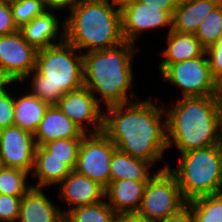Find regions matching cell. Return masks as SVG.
<instances>
[{"label":"cell","instance_id":"obj_1","mask_svg":"<svg viewBox=\"0 0 222 222\" xmlns=\"http://www.w3.org/2000/svg\"><path fill=\"white\" fill-rule=\"evenodd\" d=\"M152 100L138 97L104 108L103 133L119 151L155 166L169 148L164 105Z\"/></svg>","mask_w":222,"mask_h":222},{"label":"cell","instance_id":"obj_2","mask_svg":"<svg viewBox=\"0 0 222 222\" xmlns=\"http://www.w3.org/2000/svg\"><path fill=\"white\" fill-rule=\"evenodd\" d=\"M137 46L124 41L113 48L83 53L84 86L103 108L137 100L133 65L140 50Z\"/></svg>","mask_w":222,"mask_h":222},{"label":"cell","instance_id":"obj_3","mask_svg":"<svg viewBox=\"0 0 222 222\" xmlns=\"http://www.w3.org/2000/svg\"><path fill=\"white\" fill-rule=\"evenodd\" d=\"M173 101L171 108L164 105L169 150L176 147L181 154L222 144V109L214 96Z\"/></svg>","mask_w":222,"mask_h":222},{"label":"cell","instance_id":"obj_4","mask_svg":"<svg viewBox=\"0 0 222 222\" xmlns=\"http://www.w3.org/2000/svg\"><path fill=\"white\" fill-rule=\"evenodd\" d=\"M65 40L81 53L116 47L122 34L120 5L110 0H75L65 8ZM84 51V52H83Z\"/></svg>","mask_w":222,"mask_h":222},{"label":"cell","instance_id":"obj_5","mask_svg":"<svg viewBox=\"0 0 222 222\" xmlns=\"http://www.w3.org/2000/svg\"><path fill=\"white\" fill-rule=\"evenodd\" d=\"M49 105L84 85L83 53L66 40L37 51L36 69L19 84Z\"/></svg>","mask_w":222,"mask_h":222},{"label":"cell","instance_id":"obj_6","mask_svg":"<svg viewBox=\"0 0 222 222\" xmlns=\"http://www.w3.org/2000/svg\"><path fill=\"white\" fill-rule=\"evenodd\" d=\"M168 169L175 175L184 199L222 193V144L179 154Z\"/></svg>","mask_w":222,"mask_h":222},{"label":"cell","instance_id":"obj_7","mask_svg":"<svg viewBox=\"0 0 222 222\" xmlns=\"http://www.w3.org/2000/svg\"><path fill=\"white\" fill-rule=\"evenodd\" d=\"M157 167V172L145 187L137 215L158 222L176 213L187 204L175 175L168 169L169 162Z\"/></svg>","mask_w":222,"mask_h":222},{"label":"cell","instance_id":"obj_8","mask_svg":"<svg viewBox=\"0 0 222 222\" xmlns=\"http://www.w3.org/2000/svg\"><path fill=\"white\" fill-rule=\"evenodd\" d=\"M156 66L162 83L173 84L182 98L214 96L216 79L211 73L206 53L175 64Z\"/></svg>","mask_w":222,"mask_h":222},{"label":"cell","instance_id":"obj_9","mask_svg":"<svg viewBox=\"0 0 222 222\" xmlns=\"http://www.w3.org/2000/svg\"><path fill=\"white\" fill-rule=\"evenodd\" d=\"M115 150V145L103 132L85 134L74 171L106 189L110 184V162Z\"/></svg>","mask_w":222,"mask_h":222},{"label":"cell","instance_id":"obj_10","mask_svg":"<svg viewBox=\"0 0 222 222\" xmlns=\"http://www.w3.org/2000/svg\"><path fill=\"white\" fill-rule=\"evenodd\" d=\"M120 11L123 38L129 43L136 45L142 33L146 34L144 32L172 30V16L159 7L128 0L120 4Z\"/></svg>","mask_w":222,"mask_h":222},{"label":"cell","instance_id":"obj_11","mask_svg":"<svg viewBox=\"0 0 222 222\" xmlns=\"http://www.w3.org/2000/svg\"><path fill=\"white\" fill-rule=\"evenodd\" d=\"M56 106L85 134L103 132L104 108L84 85L64 93Z\"/></svg>","mask_w":222,"mask_h":222},{"label":"cell","instance_id":"obj_12","mask_svg":"<svg viewBox=\"0 0 222 222\" xmlns=\"http://www.w3.org/2000/svg\"><path fill=\"white\" fill-rule=\"evenodd\" d=\"M37 51L29 45L18 30L0 36V69L10 81L20 83L36 69Z\"/></svg>","mask_w":222,"mask_h":222},{"label":"cell","instance_id":"obj_13","mask_svg":"<svg viewBox=\"0 0 222 222\" xmlns=\"http://www.w3.org/2000/svg\"><path fill=\"white\" fill-rule=\"evenodd\" d=\"M35 149L34 136L20 127L13 125L0 130V158L3 167L20 169L31 175Z\"/></svg>","mask_w":222,"mask_h":222},{"label":"cell","instance_id":"obj_14","mask_svg":"<svg viewBox=\"0 0 222 222\" xmlns=\"http://www.w3.org/2000/svg\"><path fill=\"white\" fill-rule=\"evenodd\" d=\"M61 8H49L42 15L19 28L24 40L36 50L58 44L65 40V20L60 21ZM58 12V13H57ZM59 15V16H58Z\"/></svg>","mask_w":222,"mask_h":222},{"label":"cell","instance_id":"obj_15","mask_svg":"<svg viewBox=\"0 0 222 222\" xmlns=\"http://www.w3.org/2000/svg\"><path fill=\"white\" fill-rule=\"evenodd\" d=\"M59 199L67 204L62 210L65 215L69 210L100 203L105 200V188L85 175L72 170L57 186ZM69 205V206H68Z\"/></svg>","mask_w":222,"mask_h":222},{"label":"cell","instance_id":"obj_16","mask_svg":"<svg viewBox=\"0 0 222 222\" xmlns=\"http://www.w3.org/2000/svg\"><path fill=\"white\" fill-rule=\"evenodd\" d=\"M45 190L32 187L22 196L17 222H59L64 217L63 209L51 201Z\"/></svg>","mask_w":222,"mask_h":222},{"label":"cell","instance_id":"obj_17","mask_svg":"<svg viewBox=\"0 0 222 222\" xmlns=\"http://www.w3.org/2000/svg\"><path fill=\"white\" fill-rule=\"evenodd\" d=\"M147 182L131 179L110 182L105 199L117 215L137 214Z\"/></svg>","mask_w":222,"mask_h":222},{"label":"cell","instance_id":"obj_18","mask_svg":"<svg viewBox=\"0 0 222 222\" xmlns=\"http://www.w3.org/2000/svg\"><path fill=\"white\" fill-rule=\"evenodd\" d=\"M84 135L56 105H50L33 136L36 146H43L57 139L83 138Z\"/></svg>","mask_w":222,"mask_h":222},{"label":"cell","instance_id":"obj_19","mask_svg":"<svg viewBox=\"0 0 222 222\" xmlns=\"http://www.w3.org/2000/svg\"><path fill=\"white\" fill-rule=\"evenodd\" d=\"M220 4V0H180L172 16V30L195 34L203 19Z\"/></svg>","mask_w":222,"mask_h":222},{"label":"cell","instance_id":"obj_20","mask_svg":"<svg viewBox=\"0 0 222 222\" xmlns=\"http://www.w3.org/2000/svg\"><path fill=\"white\" fill-rule=\"evenodd\" d=\"M72 170L65 164V160L48 158V151L43 146H36L34 167L31 173L32 187L51 190L68 175ZM50 187V188H49Z\"/></svg>","mask_w":222,"mask_h":222},{"label":"cell","instance_id":"obj_21","mask_svg":"<svg viewBox=\"0 0 222 222\" xmlns=\"http://www.w3.org/2000/svg\"><path fill=\"white\" fill-rule=\"evenodd\" d=\"M15 87L14 85V125L34 135L50 105L26 91L25 87L18 94Z\"/></svg>","mask_w":222,"mask_h":222},{"label":"cell","instance_id":"obj_22","mask_svg":"<svg viewBox=\"0 0 222 222\" xmlns=\"http://www.w3.org/2000/svg\"><path fill=\"white\" fill-rule=\"evenodd\" d=\"M166 45L160 49L158 65H170L185 60L200 57L205 53V48L194 34H182L171 30L167 33Z\"/></svg>","mask_w":222,"mask_h":222},{"label":"cell","instance_id":"obj_23","mask_svg":"<svg viewBox=\"0 0 222 222\" xmlns=\"http://www.w3.org/2000/svg\"><path fill=\"white\" fill-rule=\"evenodd\" d=\"M148 161L132 157L116 149L110 162V182L123 179L149 181L157 172ZM153 170V171H152Z\"/></svg>","mask_w":222,"mask_h":222},{"label":"cell","instance_id":"obj_24","mask_svg":"<svg viewBox=\"0 0 222 222\" xmlns=\"http://www.w3.org/2000/svg\"><path fill=\"white\" fill-rule=\"evenodd\" d=\"M194 222H222V193L188 201Z\"/></svg>","mask_w":222,"mask_h":222},{"label":"cell","instance_id":"obj_25","mask_svg":"<svg viewBox=\"0 0 222 222\" xmlns=\"http://www.w3.org/2000/svg\"><path fill=\"white\" fill-rule=\"evenodd\" d=\"M65 216L70 222H116L117 214L107 200L69 210Z\"/></svg>","mask_w":222,"mask_h":222},{"label":"cell","instance_id":"obj_26","mask_svg":"<svg viewBox=\"0 0 222 222\" xmlns=\"http://www.w3.org/2000/svg\"><path fill=\"white\" fill-rule=\"evenodd\" d=\"M29 176L23 170L3 167L0 170V194L24 196L32 188Z\"/></svg>","mask_w":222,"mask_h":222},{"label":"cell","instance_id":"obj_27","mask_svg":"<svg viewBox=\"0 0 222 222\" xmlns=\"http://www.w3.org/2000/svg\"><path fill=\"white\" fill-rule=\"evenodd\" d=\"M83 138L57 139L45 143L43 147L48 151V158L65 160V164L74 170Z\"/></svg>","mask_w":222,"mask_h":222},{"label":"cell","instance_id":"obj_28","mask_svg":"<svg viewBox=\"0 0 222 222\" xmlns=\"http://www.w3.org/2000/svg\"><path fill=\"white\" fill-rule=\"evenodd\" d=\"M194 35L205 49L217 42L222 35L221 3L203 19Z\"/></svg>","mask_w":222,"mask_h":222},{"label":"cell","instance_id":"obj_29","mask_svg":"<svg viewBox=\"0 0 222 222\" xmlns=\"http://www.w3.org/2000/svg\"><path fill=\"white\" fill-rule=\"evenodd\" d=\"M14 23L20 28L35 17L42 15L50 7L42 0H17L10 4Z\"/></svg>","mask_w":222,"mask_h":222},{"label":"cell","instance_id":"obj_30","mask_svg":"<svg viewBox=\"0 0 222 222\" xmlns=\"http://www.w3.org/2000/svg\"><path fill=\"white\" fill-rule=\"evenodd\" d=\"M14 84L18 85L10 82L0 87V130L14 125Z\"/></svg>","mask_w":222,"mask_h":222},{"label":"cell","instance_id":"obj_31","mask_svg":"<svg viewBox=\"0 0 222 222\" xmlns=\"http://www.w3.org/2000/svg\"><path fill=\"white\" fill-rule=\"evenodd\" d=\"M22 196L0 194V222H17Z\"/></svg>","mask_w":222,"mask_h":222},{"label":"cell","instance_id":"obj_32","mask_svg":"<svg viewBox=\"0 0 222 222\" xmlns=\"http://www.w3.org/2000/svg\"><path fill=\"white\" fill-rule=\"evenodd\" d=\"M19 28L14 23L10 4L0 2V36L15 33Z\"/></svg>","mask_w":222,"mask_h":222},{"label":"cell","instance_id":"obj_33","mask_svg":"<svg viewBox=\"0 0 222 222\" xmlns=\"http://www.w3.org/2000/svg\"><path fill=\"white\" fill-rule=\"evenodd\" d=\"M213 77L222 75V50H205Z\"/></svg>","mask_w":222,"mask_h":222},{"label":"cell","instance_id":"obj_34","mask_svg":"<svg viewBox=\"0 0 222 222\" xmlns=\"http://www.w3.org/2000/svg\"><path fill=\"white\" fill-rule=\"evenodd\" d=\"M158 222H194L192 210L188 204L179 211Z\"/></svg>","mask_w":222,"mask_h":222},{"label":"cell","instance_id":"obj_35","mask_svg":"<svg viewBox=\"0 0 222 222\" xmlns=\"http://www.w3.org/2000/svg\"><path fill=\"white\" fill-rule=\"evenodd\" d=\"M137 2H142L153 7H159L161 10L168 12L171 16L175 9L178 7L180 0H133Z\"/></svg>","mask_w":222,"mask_h":222},{"label":"cell","instance_id":"obj_36","mask_svg":"<svg viewBox=\"0 0 222 222\" xmlns=\"http://www.w3.org/2000/svg\"><path fill=\"white\" fill-rule=\"evenodd\" d=\"M116 222H153L146 218L140 217L137 214H122L117 215Z\"/></svg>","mask_w":222,"mask_h":222},{"label":"cell","instance_id":"obj_37","mask_svg":"<svg viewBox=\"0 0 222 222\" xmlns=\"http://www.w3.org/2000/svg\"><path fill=\"white\" fill-rule=\"evenodd\" d=\"M214 99L222 109V75L215 80Z\"/></svg>","mask_w":222,"mask_h":222},{"label":"cell","instance_id":"obj_38","mask_svg":"<svg viewBox=\"0 0 222 222\" xmlns=\"http://www.w3.org/2000/svg\"><path fill=\"white\" fill-rule=\"evenodd\" d=\"M45 4H47L50 8H61L65 9L68 5H70L75 0H42Z\"/></svg>","mask_w":222,"mask_h":222},{"label":"cell","instance_id":"obj_39","mask_svg":"<svg viewBox=\"0 0 222 222\" xmlns=\"http://www.w3.org/2000/svg\"><path fill=\"white\" fill-rule=\"evenodd\" d=\"M205 50H222V35L219 37L217 42L214 45L206 48Z\"/></svg>","mask_w":222,"mask_h":222},{"label":"cell","instance_id":"obj_40","mask_svg":"<svg viewBox=\"0 0 222 222\" xmlns=\"http://www.w3.org/2000/svg\"><path fill=\"white\" fill-rule=\"evenodd\" d=\"M9 83H10V81L4 76V74L2 73V71L0 69V87L5 86Z\"/></svg>","mask_w":222,"mask_h":222},{"label":"cell","instance_id":"obj_41","mask_svg":"<svg viewBox=\"0 0 222 222\" xmlns=\"http://www.w3.org/2000/svg\"><path fill=\"white\" fill-rule=\"evenodd\" d=\"M16 1L17 0H0V2L7 3V4H11V3H14Z\"/></svg>","mask_w":222,"mask_h":222},{"label":"cell","instance_id":"obj_42","mask_svg":"<svg viewBox=\"0 0 222 222\" xmlns=\"http://www.w3.org/2000/svg\"><path fill=\"white\" fill-rule=\"evenodd\" d=\"M110 1H112V2H114V3H117V4H122L123 2H126V1H128V0H110Z\"/></svg>","mask_w":222,"mask_h":222},{"label":"cell","instance_id":"obj_43","mask_svg":"<svg viewBox=\"0 0 222 222\" xmlns=\"http://www.w3.org/2000/svg\"><path fill=\"white\" fill-rule=\"evenodd\" d=\"M59 222H70L68 218L64 215V217Z\"/></svg>","mask_w":222,"mask_h":222},{"label":"cell","instance_id":"obj_44","mask_svg":"<svg viewBox=\"0 0 222 222\" xmlns=\"http://www.w3.org/2000/svg\"><path fill=\"white\" fill-rule=\"evenodd\" d=\"M3 168V164H2V161H1V158H0V170Z\"/></svg>","mask_w":222,"mask_h":222}]
</instances>
